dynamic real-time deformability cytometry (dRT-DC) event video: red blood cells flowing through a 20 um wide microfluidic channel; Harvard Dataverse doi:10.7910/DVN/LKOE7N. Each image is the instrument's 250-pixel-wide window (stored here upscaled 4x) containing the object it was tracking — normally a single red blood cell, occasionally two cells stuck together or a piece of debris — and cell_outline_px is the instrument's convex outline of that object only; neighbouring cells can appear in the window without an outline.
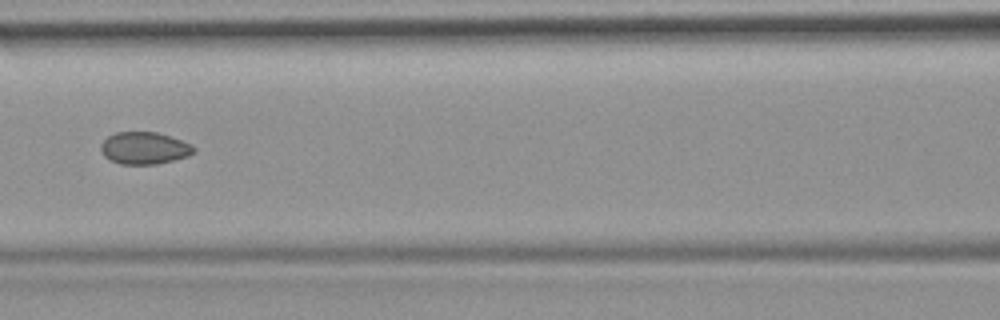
{"species": "common noctule bat (a hibernating species)", "species_latin": "Nyctalus noctula", "temperature_condition": "room temperature", "stored_images_in_passage": 9, "camera_frame_rate_fps": 3000, "um_per_image_px": 0.085, "animal": {"sex": "female", "body_mass_g": 19.9}, "frame": {"image": 1, "passage_image": 6, "time_ms": 6.667, "image_size_px": [1000, 320], "cell_outline_px": [[196, 152], [188, 156], [156, 164], [120, 164], [104, 156], [100, 148], [100, 144], [108, 136], [116, 132], [156, 132], [192, 144], [196, 148]], "centroid_in_image_um": [12.27, 12.59], "position_along_channel_um": 154.3, "area_um2": 17.34}}
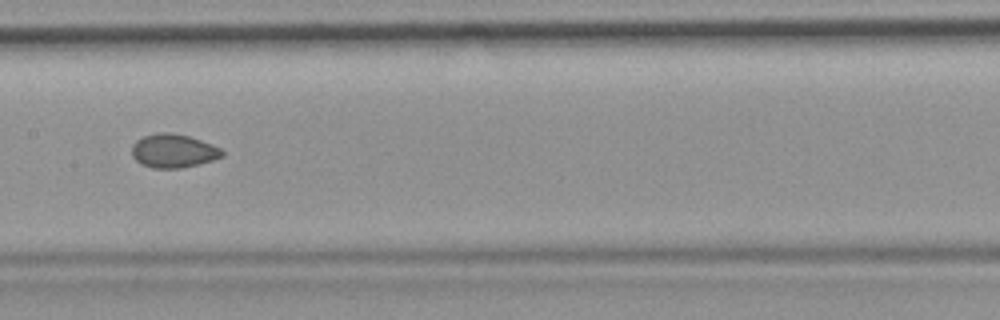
{"frame": {"image": 2, "passage_image": 7, "time_ms": 7.667, "image_size_px": [1000, 320], "cell_outline_px": [[224, 156], [212, 160], [180, 168], [152, 168], [140, 164], [132, 156], [132, 144], [136, 140], [144, 136], [156, 132], [168, 132], [188, 136], [212, 144], [220, 148], [224, 152]], "centroid_in_image_um": [14.71, 12.82], "position_along_channel_um": 192.7, "area_um2": 17.69}}
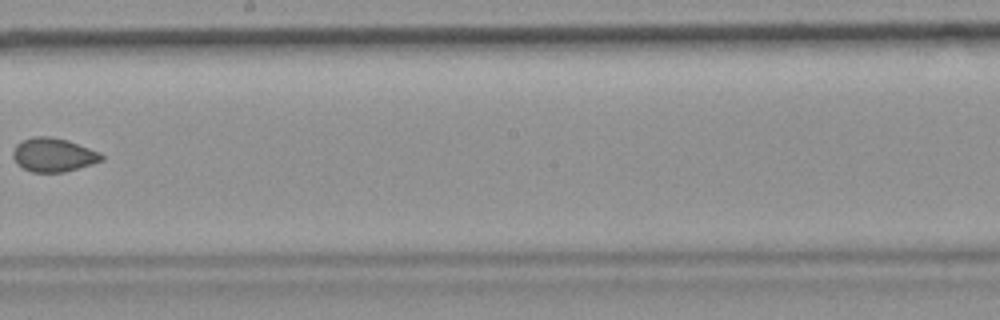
{"frame": {"image": 3, "passage_image": 8, "time_ms": 9.0, "image_size_px": [1000, 320], "cell_outline_px": [[104, 160], [92, 164], [64, 172], [32, 172], [16, 164], [12, 156], [12, 152], [16, 144], [32, 136], [48, 136], [68, 140], [100, 152], [104, 156]], "centroid_in_image_um": [4.53, 13.16], "position_along_channel_um": 243.7, "area_um2": 17.51}}